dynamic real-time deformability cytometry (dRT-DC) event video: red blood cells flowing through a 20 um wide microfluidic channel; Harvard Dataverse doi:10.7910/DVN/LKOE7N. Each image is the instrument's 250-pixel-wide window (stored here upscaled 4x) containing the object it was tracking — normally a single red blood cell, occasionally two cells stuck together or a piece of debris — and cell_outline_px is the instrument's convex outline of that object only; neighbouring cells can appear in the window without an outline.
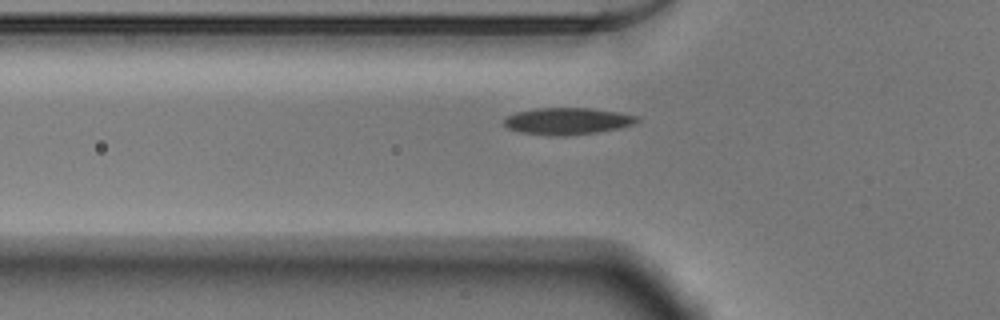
{"species": "Egyptian fruit bat (a non-hibernating species)", "species_latin": "Rousettus aegyptiacus", "temperature_condition": "warm", "stored_images_in_passage": 37, "camera_frame_rate_fps": 3000, "um_per_image_px": 0.085, "animal": {"sex": "male"}, "frame": {"image": 1, "passage_image": 3, "time_ms": 0.667, "image_size_px": [1000, 320], "cell_outline_px": [[640, 120], [632, 124], [620, 128], [596, 132], [564, 136], [556, 136], [520, 132], [508, 128], [504, 124], [504, 120], [508, 116], [516, 112], [536, 108], [592, 108], [620, 112], [640, 116]], "centroid_in_image_um": [48.27, 10.28], "position_along_channel_um": 77.5, "area_um2": 20.81}}
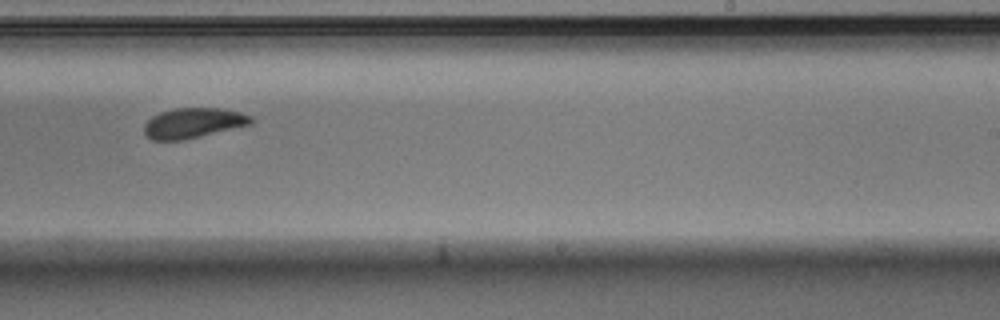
{"frame": {"image": 2, "passage_image": 18, "time_ms": 5.667, "image_size_px": [1000, 320], "cell_outline_px": [[252, 124], [184, 140], [152, 140], [144, 132], [144, 124], [152, 116], [160, 112], [176, 108], [220, 108], [240, 112], [252, 116]], "centroid_in_image_um": [16.42, 10.45], "position_along_channel_um": 272.6, "area_um2": 18.73}}
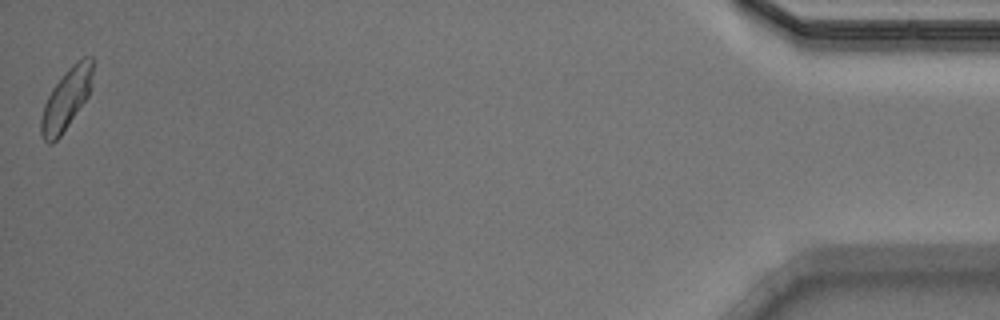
{"frame": {"image": 3, "passage_image": 37, "time_ms": 12.0, "image_size_px": [1000, 320], "cell_outline_px": [[96, 60], [88, 96], [60, 136], [52, 144], [48, 144], [40, 136], [40, 120], [44, 104], [52, 88], [68, 68], [76, 60], [84, 56], [92, 56]], "centroid_in_image_um": [5.65, 8.38], "position_along_channel_um": 429.6, "area_um2": 18.55}, "authors_computed_cell_mechanics": {"area_um2": 19.074, "velocity_mm_per_s": 3.8882, "shape_relaxation_time_tau1_ms": 2.2704, "shape_relaxation_time_tau2_ms": 5.6735, "deformation_change_tau1": 0.0962, "deformation_change_tau2": 0.0883}}